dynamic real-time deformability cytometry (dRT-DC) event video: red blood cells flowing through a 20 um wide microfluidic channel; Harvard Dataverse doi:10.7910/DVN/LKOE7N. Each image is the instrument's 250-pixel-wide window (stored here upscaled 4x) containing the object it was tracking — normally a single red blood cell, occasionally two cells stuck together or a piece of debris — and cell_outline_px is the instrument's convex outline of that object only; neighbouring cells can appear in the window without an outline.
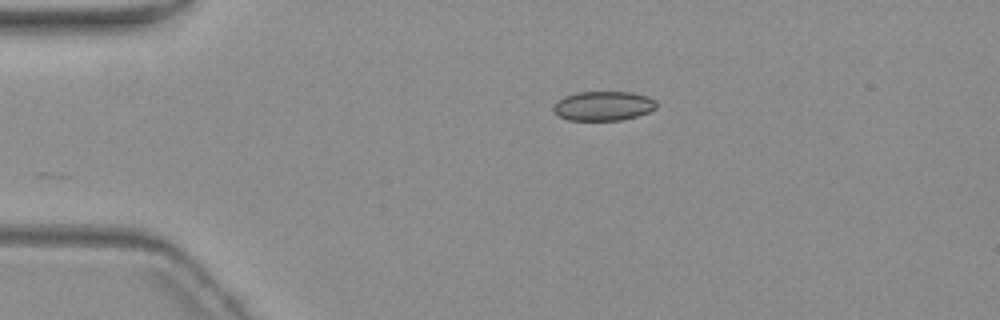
{"species": "common noctule bat (a hibernating species)", "species_latin": "Nyctalus noctula", "temperature_condition": "warm", "stored_images_in_passage": 4, "camera_frame_rate_fps": 3000, "um_per_image_px": 0.085, "animal": {"sex": "female", "body_mass_g": 19.3, "forearm_length_mm": 54.1}, "frame": {"image": 1, "passage_image": 1, "time_ms": 0.0, "image_size_px": [1000, 320], "cell_outline_px": [[656, 108], [648, 112], [636, 116], [620, 120], [568, 120], [552, 112], [552, 108], [556, 100], [564, 96], [576, 92], [632, 92], [648, 96], [656, 100]], "centroid_in_image_um": [51.25, 8.99], "position_along_channel_um": 33.8, "area_um2": 17.8}}
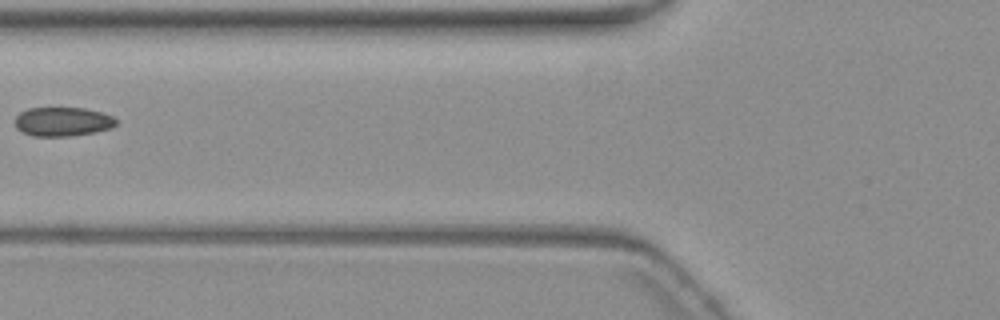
{"frame": {"image": 2, "passage_image": 3, "time_ms": 3.667, "image_size_px": [1000, 320], "cell_outline_px": [[116, 124], [112, 128], [96, 132], [72, 136], [32, 136], [16, 128], [16, 116], [20, 112], [28, 108], [84, 108], [100, 112], [112, 116], [116, 120]], "centroid_in_image_um": [5.33, 10.34], "position_along_channel_um": 120.5, "area_um2": 17.11}}
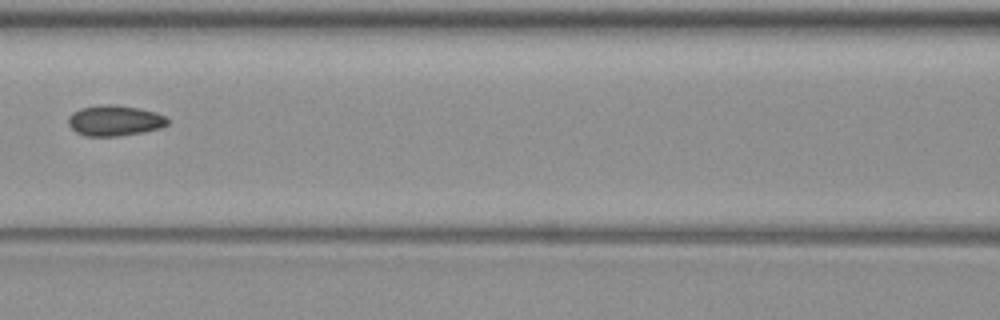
{"frame": {"image": 3, "passage_image": 4, "time_ms": 4.667, "image_size_px": [1000, 320], "cell_outline_px": [[168, 124], [160, 128], [140, 132], [116, 136], [84, 136], [76, 132], [68, 124], [68, 116], [72, 112], [80, 108], [100, 104], [116, 104], [140, 108], [156, 112], [164, 116], [168, 120]], "centroid_in_image_um": [9.71, 10.23], "position_along_channel_um": 156.9, "area_um2": 17.8}}